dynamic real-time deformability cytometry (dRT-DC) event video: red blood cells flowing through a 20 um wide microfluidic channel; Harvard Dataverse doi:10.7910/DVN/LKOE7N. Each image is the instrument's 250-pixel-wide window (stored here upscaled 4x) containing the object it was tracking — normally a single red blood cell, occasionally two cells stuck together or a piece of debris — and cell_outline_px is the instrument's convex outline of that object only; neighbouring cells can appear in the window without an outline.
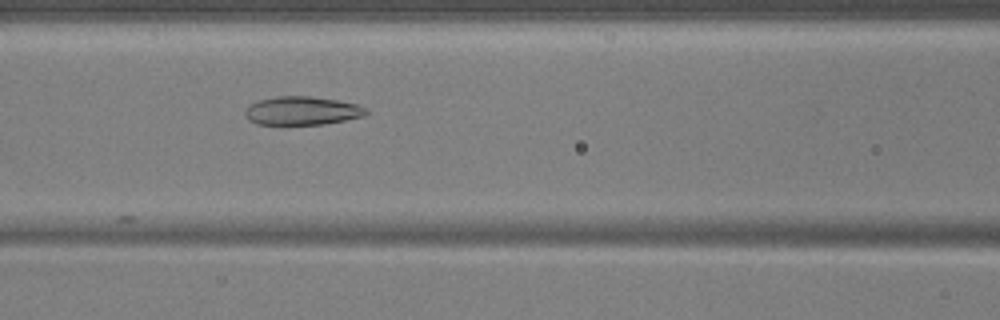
{"species": "common noctule bat (a hibernating species)", "species_latin": "Nyctalus noctula", "temperature_condition": "warm", "stored_images_in_passage": 25, "camera_frame_rate_fps": 3000, "um_per_image_px": 0.085, "animal": {"sex": "male", "body_mass_g": 17.9, "forearm_length_mm": 54.2}, "frame": {"image": 1, "passage_image": 15, "time_ms": 4.667, "image_size_px": [1000, 320], "cell_outline_px": [[368, 112], [364, 116], [324, 124], [280, 128], [256, 124], [248, 120], [244, 112], [252, 104], [260, 100], [276, 96], [312, 96], [336, 100], [356, 104], [368, 108]], "centroid_in_image_um": [25.63, 9.47], "position_along_channel_um": 141.0, "area_um2": 20.92}}
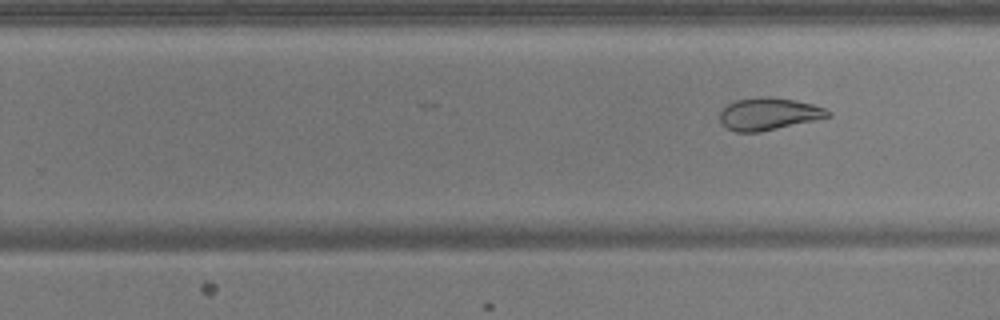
{"frame": {"image": 2, "passage_image": 25, "time_ms": 8.0, "image_size_px": [1000, 320], "cell_outline_px": [[832, 116], [760, 132], [736, 132], [728, 128], [720, 120], [720, 112], [728, 104], [736, 100], [760, 96], [768, 96], [796, 100], [812, 104], [824, 108], [832, 112]], "centroid_in_image_um": [65.35, 9.67], "position_along_channel_um": 264.4, "area_um2": 20.23}}